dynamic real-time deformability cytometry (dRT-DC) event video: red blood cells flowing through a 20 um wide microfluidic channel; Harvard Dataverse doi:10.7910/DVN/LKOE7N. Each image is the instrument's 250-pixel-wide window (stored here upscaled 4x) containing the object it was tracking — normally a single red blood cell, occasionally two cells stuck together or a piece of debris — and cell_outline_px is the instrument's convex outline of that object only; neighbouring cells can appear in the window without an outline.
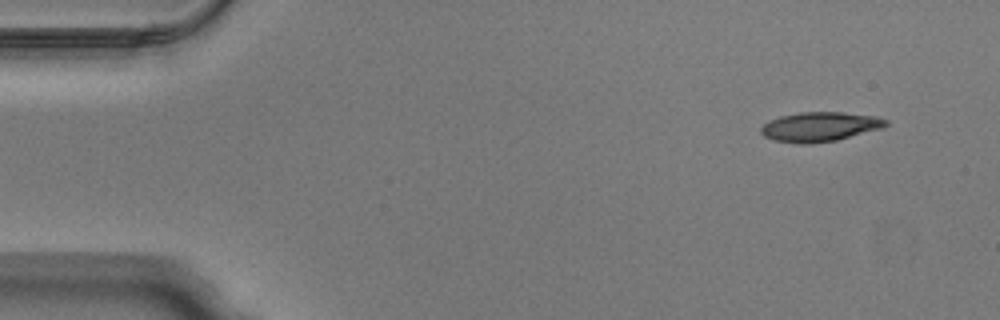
{"species": "Egyptian fruit bat (a non-hibernating species)", "species_latin": "Rousettus aegyptiacus", "temperature_condition": "warm", "stored_images_in_passage": 47, "camera_frame_rate_fps": 3000, "um_per_image_px": 0.085, "animal": {"sex": "male"}, "frame": {"image": 1, "passage_image": 1, "time_ms": 0.0, "image_size_px": [1000, 320], "cell_outline_px": [[888, 124], [884, 128], [836, 140], [808, 144], [800, 144], [772, 140], [764, 136], [760, 132], [760, 128], [768, 120], [780, 116], [800, 112], [844, 112], [876, 116], [888, 120]], "centroid_in_image_um": [69.68, 10.77], "position_along_channel_um": 15.3, "area_um2": 21.68}}
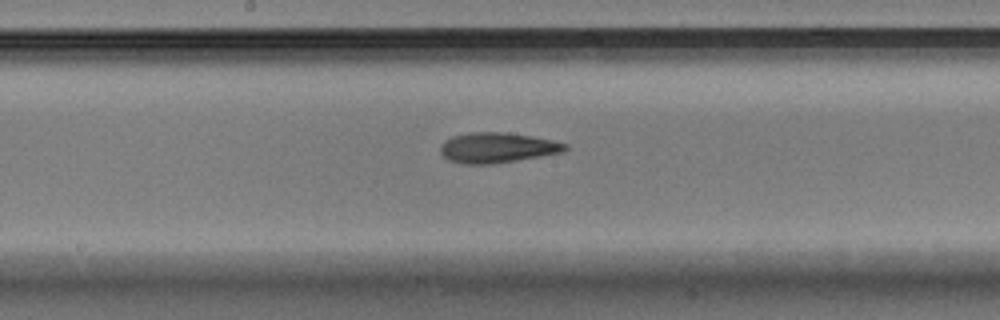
{"frame": {"image": 2, "passage_image": 23, "time_ms": 7.333, "image_size_px": [1000, 320], "cell_outline_px": [[568, 148], [564, 152], [492, 164], [464, 164], [448, 160], [440, 152], [440, 144], [444, 140], [452, 136], [472, 132], [504, 132], [532, 136], [552, 140], [568, 144]], "centroid_in_image_um": [42.25, 12.55], "position_along_channel_um": 206.0, "area_um2": 22.02}}
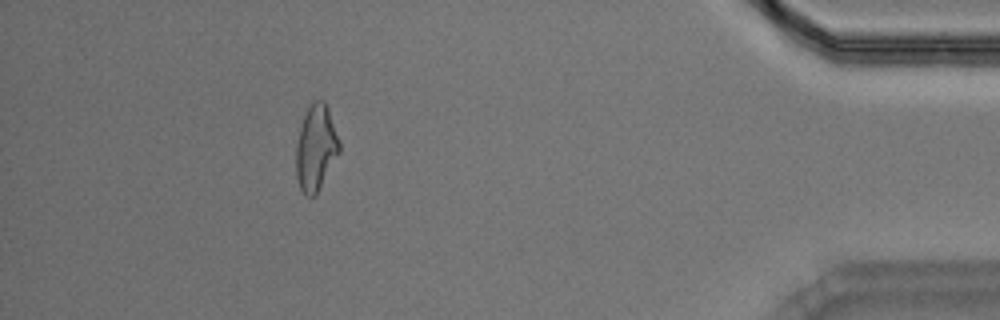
{"frame": {"image": 3, "passage_image": 42, "time_ms": 13.667, "image_size_px": [1000, 320], "cell_outline_px": [[340, 152], [316, 196], [308, 196], [300, 188], [296, 176], [296, 144], [300, 128], [304, 116], [308, 108], [316, 100], [324, 100], [328, 108], [340, 144]], "centroid_in_image_um": [26.85, 12.6], "position_along_channel_um": 408.3, "area_um2": 21.44}, "authors_computed_cell_mechanics": {"area_um2": 21.4438, "velocity_mm_per_s": 4.0317, "shape_relaxation_time_tau1_ms": 4.0006, "shape_relaxation_time_tau2_ms": 3.2926, "deformation_change_tau1": 0.1705, "deformation_change_tau2": 0.1287}}